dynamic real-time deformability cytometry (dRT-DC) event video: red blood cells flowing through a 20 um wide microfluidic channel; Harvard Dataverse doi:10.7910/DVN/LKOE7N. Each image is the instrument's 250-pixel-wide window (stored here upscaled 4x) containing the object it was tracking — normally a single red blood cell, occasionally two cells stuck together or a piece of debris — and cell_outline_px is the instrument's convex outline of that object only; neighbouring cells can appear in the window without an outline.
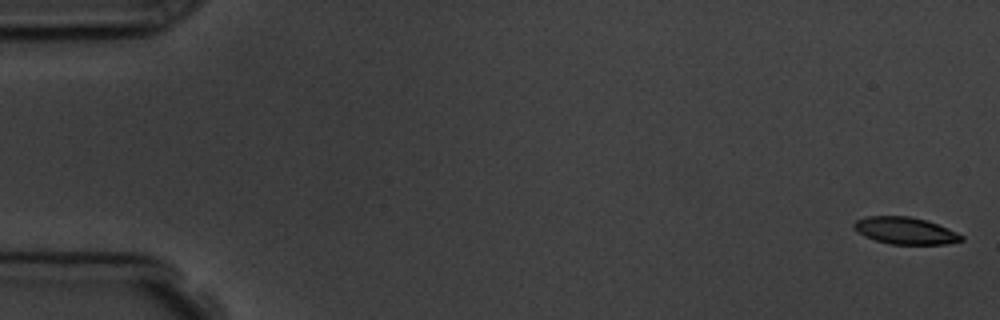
{"species": "common noctule bat (a hibernating species)", "species_latin": "Nyctalus noctula", "temperature_condition": "room temperature", "stored_images_in_passage": 8, "camera_frame_rate_fps": 3000, "um_per_image_px": 0.085, "animal": {"sex": "male", "body_mass_g": 19.5, "forearm_length_mm": 54.6}, "frame": {"image": 1, "passage_image": 1, "time_ms": 0.0, "image_size_px": [1000, 320], "cell_outline_px": [[964, 240], [944, 244], [892, 244], [876, 240], [864, 236], [856, 232], [852, 228], [852, 224], [856, 220], [868, 216], [908, 216], [924, 220], [936, 224], [956, 232], [964, 236]], "centroid_in_image_um": [76.89, 19.61], "position_along_channel_um": 8.1, "area_um2": 16.76}}
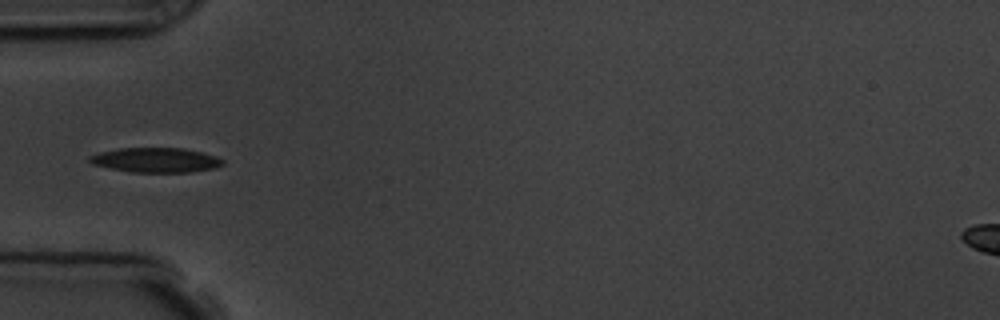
{"frame": {"image": 2, "passage_image": 5, "time_ms": 5.667, "image_size_px": [1000, 320], "cell_outline_px": [[224, 164], [216, 168], [192, 172], [128, 172], [92, 164], [88, 160], [88, 156], [100, 152], [120, 148], [184, 148], [204, 152], [216, 156], [224, 160]], "centroid_in_image_um": [13.27, 13.6], "position_along_channel_um": 71.7, "area_um2": 19.36}}